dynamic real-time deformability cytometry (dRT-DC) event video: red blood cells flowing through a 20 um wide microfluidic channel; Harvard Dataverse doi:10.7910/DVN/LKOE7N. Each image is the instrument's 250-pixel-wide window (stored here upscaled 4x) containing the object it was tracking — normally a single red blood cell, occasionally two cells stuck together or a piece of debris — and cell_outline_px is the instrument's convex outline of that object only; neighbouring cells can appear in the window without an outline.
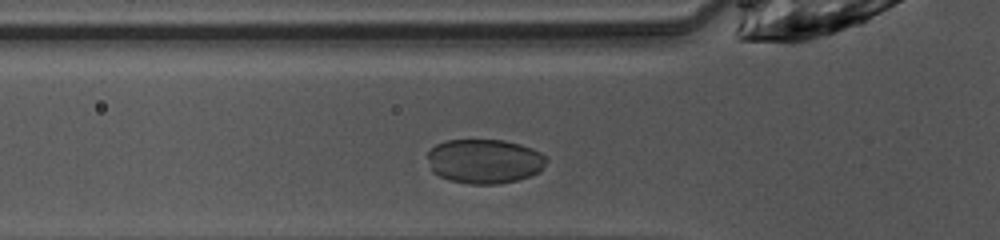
{"species": "common noctule bat (a hibernating species)", "species_latin": "Nyctalus noctula", "temperature_condition": "warm", "stored_images_in_passage": 25, "camera_frame_rate_fps": 3000, "um_per_image_px": 0.085, "animal": {"sex": "female", "body_mass_g": 10.0, "forearm_length_mm": 53.1}, "frame": {"image": 1, "passage_image": 3, "time_ms": 0.667, "image_size_px": [1000, 240], "cell_outline_px": [[548, 160], [540, 172], [516, 180], [500, 184], [468, 184], [448, 180], [432, 172], [428, 156], [428, 152], [436, 144], [448, 140], [504, 140], [520, 144], [532, 148], [548, 156]], "centroid_in_image_um": [41.21, 13.71], "position_along_channel_um": 84.6, "area_um2": 30.92}}
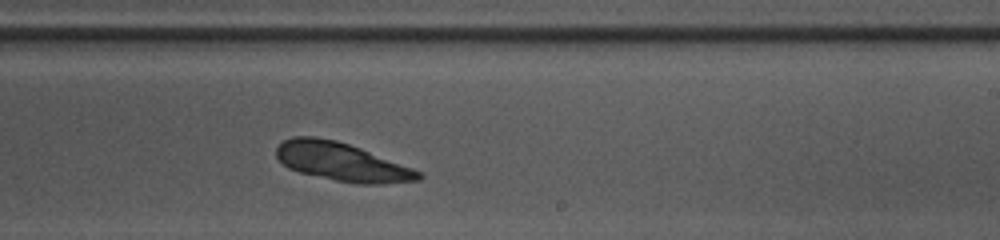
{"frame": {"image": 2, "passage_image": 16, "time_ms": 5.0, "image_size_px": [1000, 240], "cell_outline_px": [[424, 176], [420, 180], [384, 184], [356, 184], [336, 180], [300, 172], [288, 168], [276, 156], [276, 148], [284, 140], [292, 136], [312, 136], [336, 140], [360, 148], [424, 172]], "centroid_in_image_um": [29.09, 13.76], "position_along_channel_um": 259.9, "area_um2": 31.73}}
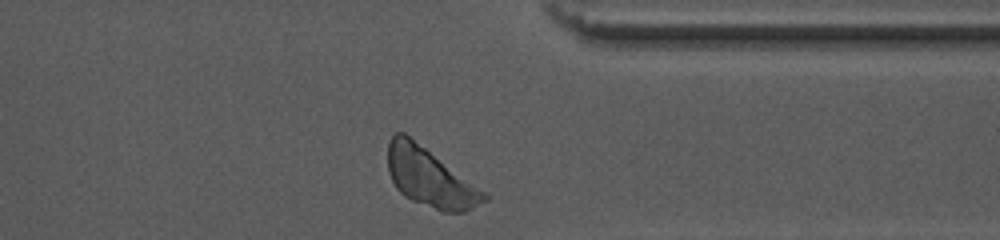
{"frame": {"image": 3, "passage_image": 25, "time_ms": 8.0, "image_size_px": [1000, 240], "cell_outline_px": [[488, 200], [464, 212], [440, 212], [412, 200], [404, 196], [396, 188], [388, 172], [388, 140], [396, 132], [404, 132], [484, 192], [488, 196]], "centroid_in_image_um": [36.5, 15.11], "position_along_channel_um": 374.9, "area_um2": 32.37}}